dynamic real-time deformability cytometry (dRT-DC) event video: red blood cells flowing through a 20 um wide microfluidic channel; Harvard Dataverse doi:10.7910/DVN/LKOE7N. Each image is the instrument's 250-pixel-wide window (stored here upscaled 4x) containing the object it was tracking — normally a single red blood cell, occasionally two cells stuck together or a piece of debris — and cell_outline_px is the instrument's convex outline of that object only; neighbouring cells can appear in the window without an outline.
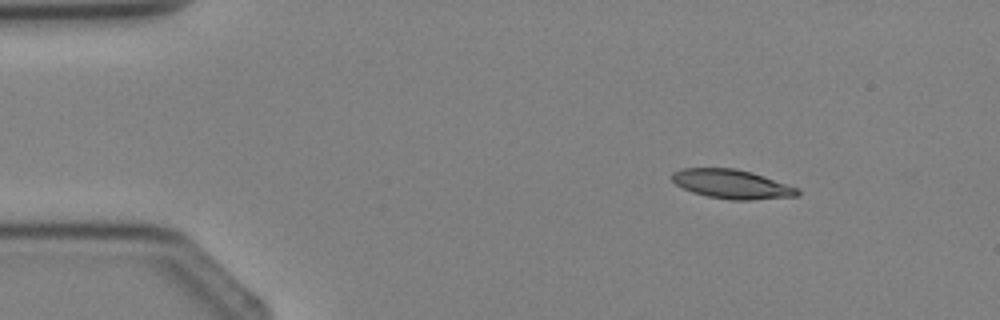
{"species": "Egyptian fruit bat (a non-hibernating species)", "species_latin": "Rousettus aegyptiacus", "temperature_condition": "cold", "stored_images_in_passage": 3, "camera_frame_rate_fps": 3000, "um_per_image_px": 0.085, "animal": {"sex": "female"}, "frame": {"image": 1, "passage_image": 1, "time_ms": 0.0, "image_size_px": [1000, 320], "cell_outline_px": [[800, 196], [752, 200], [728, 200], [708, 196], [692, 192], [676, 184], [672, 180], [672, 172], [680, 168], [736, 168], [752, 172], [800, 188]], "centroid_in_image_um": [62.24, 15.65], "position_along_channel_um": 22.8, "area_um2": 21.5}}
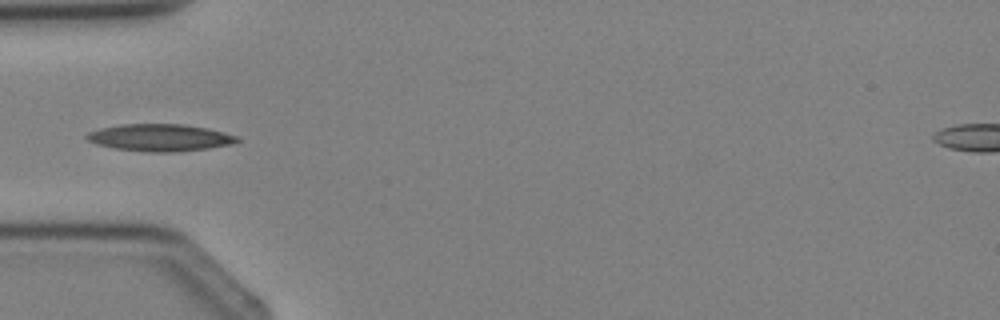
{"frame": {"image": 2, "passage_image": 3, "time_ms": 2.333, "image_size_px": [1000, 320], "cell_outline_px": [[240, 140], [236, 144], [180, 152], [148, 152], [116, 148], [100, 144], [88, 140], [84, 136], [88, 132], [100, 128], [120, 124], [184, 124], [208, 128], [240, 136]], "centroid_in_image_um": [13.68, 11.69], "position_along_channel_um": 71.3, "area_um2": 23.93}}